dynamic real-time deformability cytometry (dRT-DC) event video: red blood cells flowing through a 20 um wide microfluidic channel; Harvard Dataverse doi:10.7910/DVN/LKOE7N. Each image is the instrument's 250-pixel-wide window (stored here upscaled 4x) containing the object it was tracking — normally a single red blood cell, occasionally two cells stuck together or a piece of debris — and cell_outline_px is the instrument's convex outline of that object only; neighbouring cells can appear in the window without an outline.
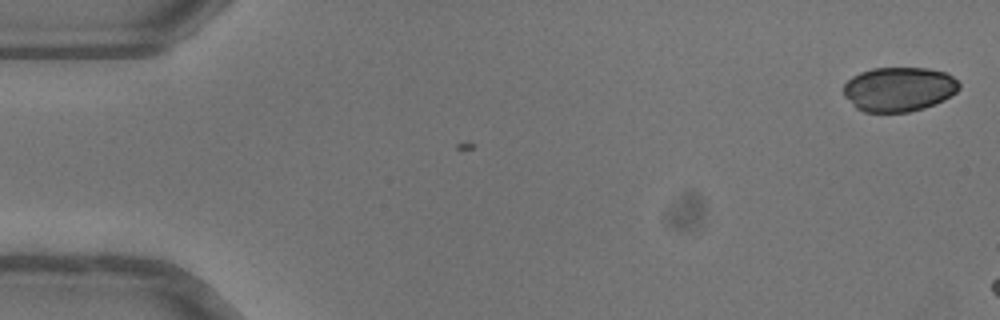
{"species": "common noctule bat (a hibernating species)", "species_latin": "Nyctalus noctula", "temperature_condition": "warm", "stored_images_in_passage": 4, "camera_frame_rate_fps": 3000, "um_per_image_px": 0.085, "animal": {"sex": "female"}, "frame": {"image": 1, "passage_image": 4, "time_ms": 1.0, "image_size_px": [1000, 320], "cell_outline_px": [[960, 88], [956, 92], [944, 100], [936, 104], [924, 108], [908, 112], [864, 112], [856, 108], [844, 96], [844, 84], [852, 76], [860, 72], [872, 68], [928, 68], [944, 72], [952, 76], [960, 84]], "centroid_in_image_um": [76.4, 7.58], "position_along_channel_um": 8.6, "area_um2": 30.06}}